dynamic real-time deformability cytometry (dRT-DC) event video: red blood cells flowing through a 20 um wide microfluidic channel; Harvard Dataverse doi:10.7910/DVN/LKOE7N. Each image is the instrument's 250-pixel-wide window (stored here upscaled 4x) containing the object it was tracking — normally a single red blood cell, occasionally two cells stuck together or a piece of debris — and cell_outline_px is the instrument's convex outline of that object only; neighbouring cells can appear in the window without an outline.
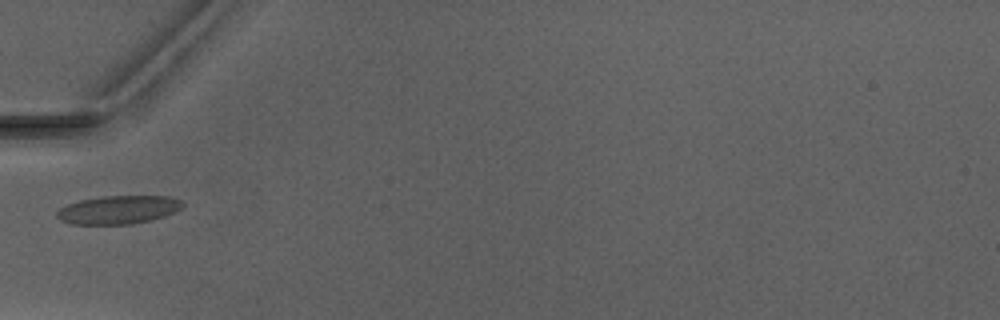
{"species": "Egyptian fruit bat (a non-hibernating species)", "species_latin": "Rousettus aegyptiacus", "temperature_condition": "warm", "stored_images_in_passage": 4, "camera_frame_rate_fps": 3000, "um_per_image_px": 0.085, "animal": {"sex": "male"}, "frame": {"image": 1, "passage_image": 4, "time_ms": 3.667, "image_size_px": [1000, 320], "cell_outline_px": [[184, 204], [176, 212], [152, 220], [132, 224], [72, 224], [60, 220], [56, 216], [56, 212], [60, 208], [68, 204], [80, 200], [104, 196], [172, 196], [180, 200]], "centroid_in_image_um": [10.07, 17.83], "position_along_channel_um": 74.9, "area_um2": 20.81}}